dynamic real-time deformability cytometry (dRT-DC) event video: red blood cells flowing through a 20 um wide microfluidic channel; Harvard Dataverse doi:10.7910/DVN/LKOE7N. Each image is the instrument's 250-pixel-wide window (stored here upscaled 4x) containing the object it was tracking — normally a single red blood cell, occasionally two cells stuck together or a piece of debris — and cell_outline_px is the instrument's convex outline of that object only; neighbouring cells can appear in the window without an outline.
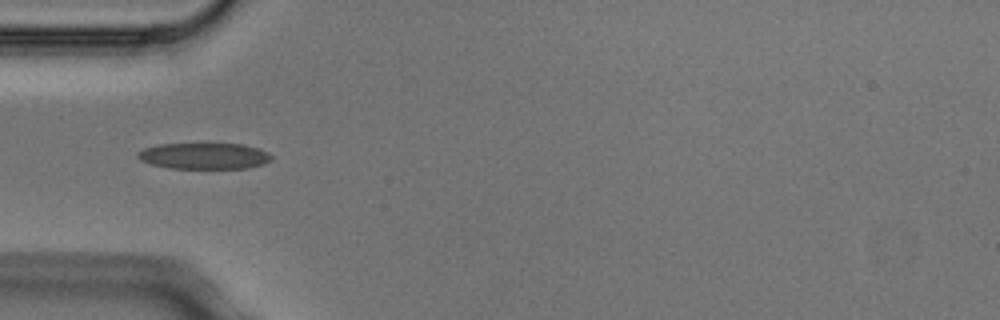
{"species": "Egyptian fruit bat (a non-hibernating species)", "species_latin": "Rousettus aegyptiacus", "temperature_condition": "cold", "stored_images_in_passage": 4, "camera_frame_rate_fps": 3000, "um_per_image_px": 0.085, "animal": {"sex": "male"}, "frame": {"image": 1, "passage_image": 2, "time_ms": 0.333, "image_size_px": [1000, 320], "cell_outline_px": [[272, 160], [264, 164], [248, 168], [168, 168], [148, 164], [140, 160], [136, 156], [136, 152], [144, 148], [156, 144], [244, 144], [260, 148], [268, 152], [272, 156]], "centroid_in_image_um": [17.34, 13.25], "position_along_channel_um": 67.7, "area_um2": 20.69}}
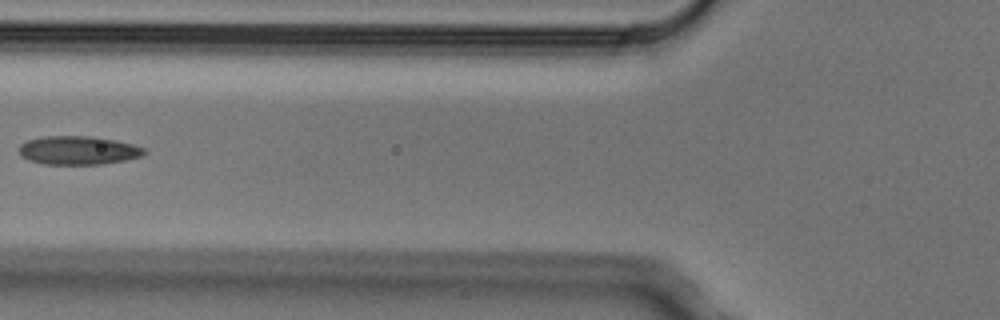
{"frame": {"image": 2, "passage_image": 3, "time_ms": 0.667, "image_size_px": [1000, 320], "cell_outline_px": [[148, 152], [140, 156], [124, 160], [104, 164], [44, 164], [28, 160], [20, 156], [20, 144], [28, 140], [44, 136], [92, 136], [116, 140], [132, 144], [144, 148]], "centroid_in_image_um": [6.64, 12.77], "position_along_channel_um": 119.2, "area_um2": 20.87}}
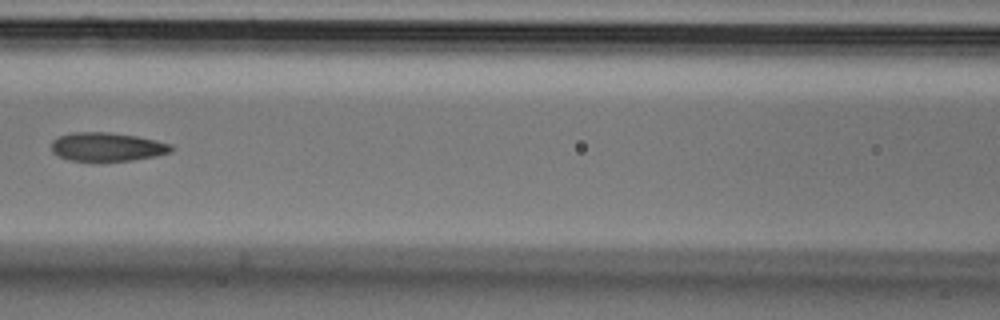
{"frame": {"image": 3, "passage_image": 4, "time_ms": 1.0, "image_size_px": [1000, 320], "cell_outline_px": [[172, 152], [156, 156], [132, 160], [68, 160], [56, 156], [52, 152], [52, 140], [60, 136], [72, 132], [108, 132], [136, 136], [156, 140], [172, 144]], "centroid_in_image_um": [9.1, 12.47], "position_along_channel_um": 157.5, "area_um2": 19.94}}